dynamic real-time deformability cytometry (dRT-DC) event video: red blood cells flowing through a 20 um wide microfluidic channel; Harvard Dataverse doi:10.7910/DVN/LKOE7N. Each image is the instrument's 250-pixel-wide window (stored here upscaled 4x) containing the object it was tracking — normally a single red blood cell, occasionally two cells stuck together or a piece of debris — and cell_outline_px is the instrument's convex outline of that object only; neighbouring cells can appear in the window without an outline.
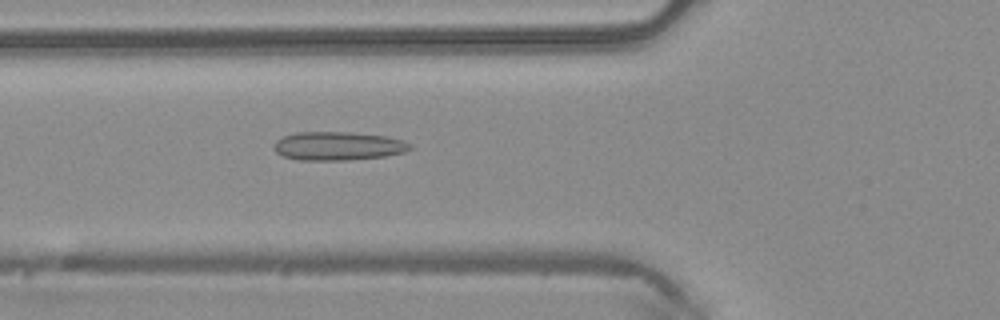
{"species": "common noctule bat (a hibernating species)", "species_latin": "Nyctalus noctula", "temperature_condition": "warm", "stored_images_in_passage": 6, "camera_frame_rate_fps": 3000, "um_per_image_px": 0.085, "animal": {"sex": "male", "body_mass_g": 20.4}, "frame": {"image": 1, "passage_image": 6, "time_ms": 1.667, "image_size_px": [1000, 320], "cell_outline_px": [[412, 148], [404, 152], [384, 156], [348, 160], [300, 160], [284, 156], [276, 152], [272, 148], [272, 144], [276, 140], [284, 136], [296, 132], [348, 132], [384, 136], [404, 140], [412, 144]], "centroid_in_image_um": [28.71, 12.41], "position_along_channel_um": 97.1, "area_um2": 22.72}}